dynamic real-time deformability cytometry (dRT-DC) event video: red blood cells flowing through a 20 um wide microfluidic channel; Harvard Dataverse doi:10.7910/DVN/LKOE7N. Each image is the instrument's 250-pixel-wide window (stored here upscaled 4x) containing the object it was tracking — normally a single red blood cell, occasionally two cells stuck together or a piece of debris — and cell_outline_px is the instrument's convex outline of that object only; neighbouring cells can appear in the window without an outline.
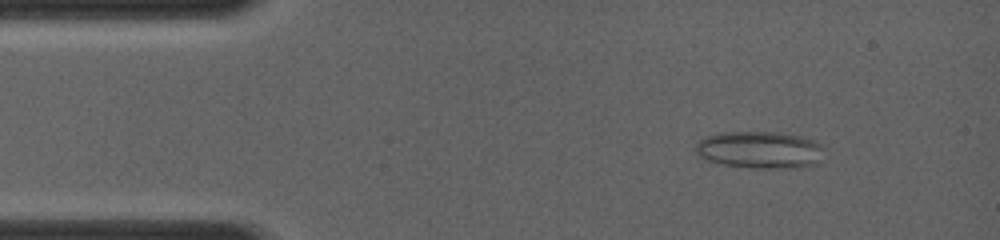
{"species": "common noctule bat (a hibernating species)", "species_latin": "Nyctalus noctula", "temperature_condition": "room temperature", "stored_images_in_passage": 15, "camera_frame_rate_fps": 4000, "um_per_image_px": 0.085, "animal": {"sex": "female", "body_mass_g": 19.0, "forearm_length_mm": 56.7}, "frame": {"image": 1, "passage_image": 1, "time_ms": 0.0, "image_size_px": [1000, 240], "cell_outline_px": [[828, 144], [820, 164], [792, 168], [752, 168], [724, 164], [708, 160], [700, 156], [696, 152], [696, 144], [700, 140], [708, 136], [720, 132], [780, 132], [800, 136]], "centroid_in_image_um": [64.72, 12.74], "position_along_channel_um": 20.3, "area_um2": 28.32}}
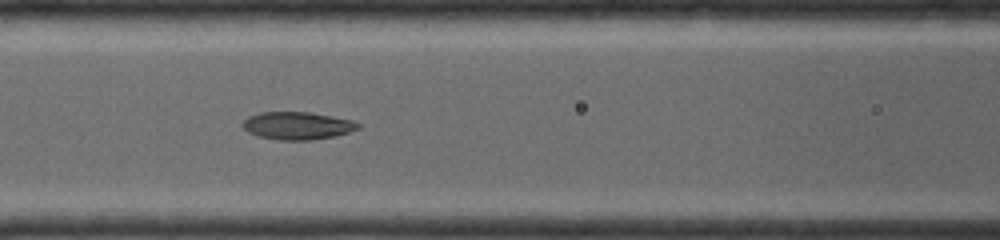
{"frame": {"image": 2, "passage_image": 9, "time_ms": 4.0, "image_size_px": [1000, 240], "cell_outline_px": [[360, 128], [336, 136], [312, 140], [280, 140], [256, 136], [248, 132], [240, 124], [248, 116], [260, 112], [308, 112], [332, 116], [352, 120], [360, 124]], "centroid_in_image_um": [25.25, 10.68], "position_along_channel_um": 141.3, "area_um2": 18.73}}
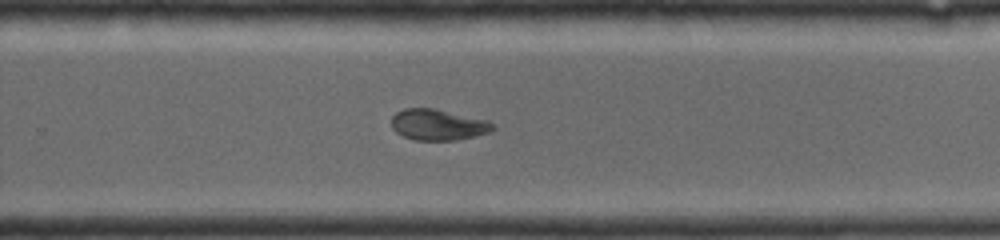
{"frame": {"image": 3, "passage_image": 15, "time_ms": 7.25, "image_size_px": [1000, 240], "cell_outline_px": [[496, 128], [488, 132], [476, 136], [456, 140], [416, 140], [404, 136], [396, 132], [392, 128], [392, 116], [396, 112], [404, 108], [432, 108], [488, 120]], "centroid_in_image_um": [37.22, 10.6], "position_along_channel_um": 292.6, "area_um2": 18.21}}